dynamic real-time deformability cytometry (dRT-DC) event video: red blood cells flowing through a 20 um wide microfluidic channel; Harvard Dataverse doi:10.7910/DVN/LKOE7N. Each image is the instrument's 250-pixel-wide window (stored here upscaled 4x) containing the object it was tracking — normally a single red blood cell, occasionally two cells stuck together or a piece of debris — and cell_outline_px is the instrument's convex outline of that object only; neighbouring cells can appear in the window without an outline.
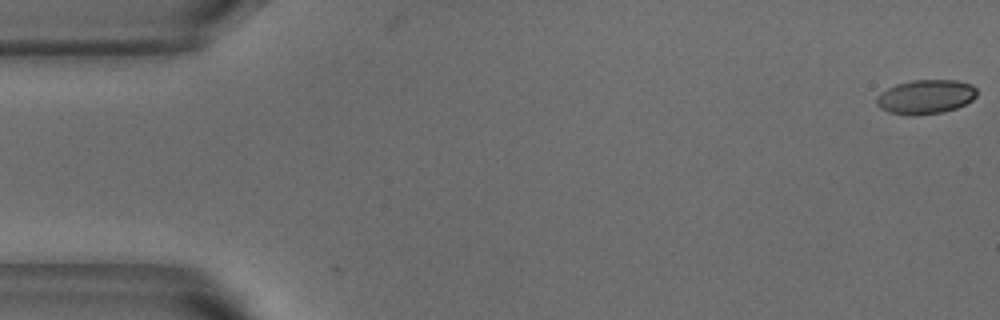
{"species": "common noctule bat (a hibernating species)", "species_latin": "Nyctalus noctula", "temperature_condition": "warm", "stored_images_in_passage": 53, "camera_frame_rate_fps": 3000, "um_per_image_px": 0.085, "animal": {"sex": "male", "body_mass_g": 18.8}, "frame": {"image": 1, "passage_image": 1, "time_ms": 0.0, "image_size_px": [1000, 320], "cell_outline_px": [[976, 96], [972, 100], [956, 108], [940, 112], [912, 116], [888, 112], [880, 108], [876, 104], [876, 96], [888, 88], [896, 84], [912, 80], [956, 80], [972, 84], [976, 88]], "centroid_in_image_um": [78.66, 8.22], "position_along_channel_um": 6.3, "area_um2": 20.0}}
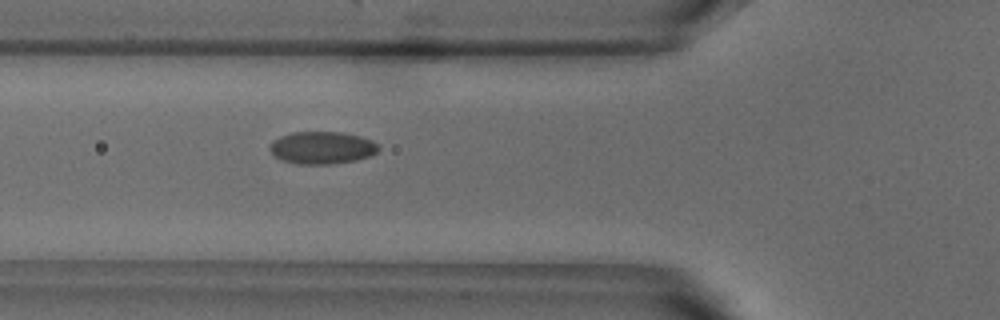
{"frame": {"image": 2, "passage_image": 19, "time_ms": 6.0, "image_size_px": [1000, 320], "cell_outline_px": [[380, 148], [376, 152], [368, 156], [356, 160], [328, 164], [300, 164], [280, 160], [272, 156], [268, 148], [272, 140], [280, 136], [292, 132], [340, 132], [360, 136], [372, 140], [380, 144]], "centroid_in_image_um": [27.33, 12.55], "position_along_channel_um": 98.5, "area_um2": 20.75}}
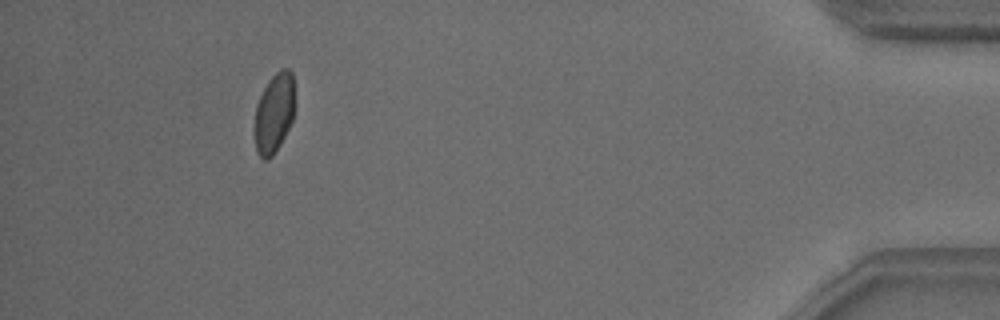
{"frame": {"image": 3, "passage_image": 49, "time_ms": 16.0, "image_size_px": [1000, 320], "cell_outline_px": [[292, 120], [280, 144], [272, 156], [268, 160], [264, 160], [256, 152], [256, 104], [268, 80], [280, 68], [288, 68], [292, 72]], "centroid_in_image_um": [23.28, 9.6], "position_along_channel_um": 411.9, "area_um2": 17.98}, "authors_computed_cell_mechanics": {"area_um2": 19.5942, "velocity_mm_per_s": 3.7715, "shape_relaxation_time_tau1_ms": 6.069, "shape_relaxation_time_tau2_ms": 0.8763, "deformation_change_tau1": 0.132, "deformation_change_tau2": 0.0333}}